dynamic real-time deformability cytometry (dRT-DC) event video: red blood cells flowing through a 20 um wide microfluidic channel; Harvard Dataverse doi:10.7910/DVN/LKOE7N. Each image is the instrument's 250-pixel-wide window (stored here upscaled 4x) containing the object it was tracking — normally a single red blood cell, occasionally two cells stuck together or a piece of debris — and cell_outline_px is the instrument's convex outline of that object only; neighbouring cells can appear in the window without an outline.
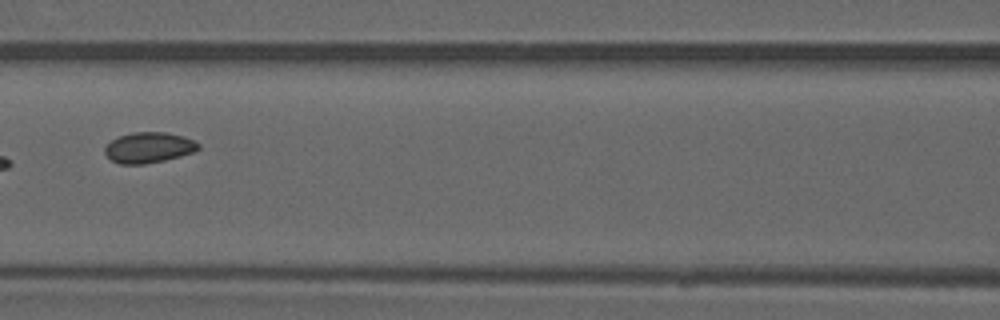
{"species": "common noctule bat (a hibernating species)", "species_latin": "Nyctalus noctula", "temperature_condition": "warm", "stored_images_in_passage": 3, "camera_frame_rate_fps": 3000, "um_per_image_px": 0.085, "animal": {"sex": "male", "forearm_length_mm": 52.5}, "frame": {"image": 1, "passage_image": 3, "time_ms": 2.333, "image_size_px": [1000, 320], "cell_outline_px": [[200, 148], [192, 152], [180, 156], [164, 160], [144, 164], [120, 164], [112, 160], [104, 152], [104, 148], [112, 140], [120, 136], [132, 132], [164, 132], [184, 136], [200, 144]], "centroid_in_image_um": [12.64, 12.54], "position_along_channel_um": 154.0, "area_um2": 16.53}}